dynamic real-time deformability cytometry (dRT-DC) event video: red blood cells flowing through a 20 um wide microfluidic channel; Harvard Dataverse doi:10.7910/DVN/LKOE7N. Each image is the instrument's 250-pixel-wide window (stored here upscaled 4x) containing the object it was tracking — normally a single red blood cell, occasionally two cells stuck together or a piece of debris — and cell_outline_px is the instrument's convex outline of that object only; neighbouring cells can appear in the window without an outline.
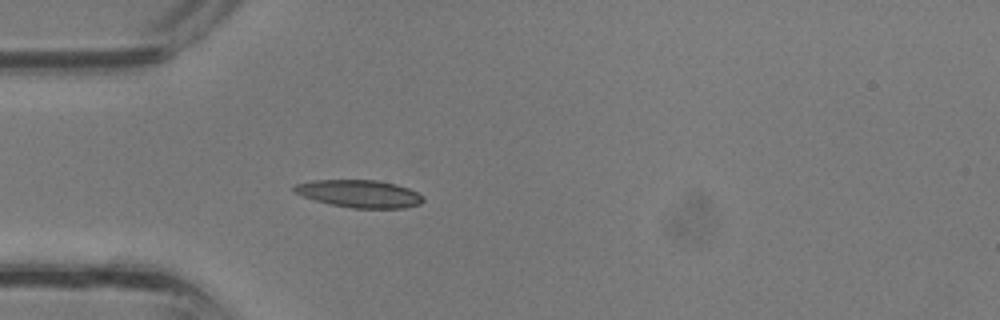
{"species": "common noctule bat (a hibernating species)", "species_latin": "Nyctalus noctula", "temperature_condition": "room temperature", "stored_images_in_passage": 30, "camera_frame_rate_fps": 3000, "um_per_image_px": 0.085, "animal": {"sex": "male", "body_mass_g": 13.3}, "frame": {"image": 1, "passage_image": 5, "time_ms": 1.333, "image_size_px": [1000, 320], "cell_outline_px": [[424, 200], [420, 204], [404, 208], [352, 208], [332, 204], [316, 200], [292, 192], [292, 188], [296, 184], [312, 180], [376, 180], [396, 184], [408, 188], [416, 192]], "centroid_in_image_um": [30.53, 16.46], "position_along_channel_um": 54.5, "area_um2": 20.52}}
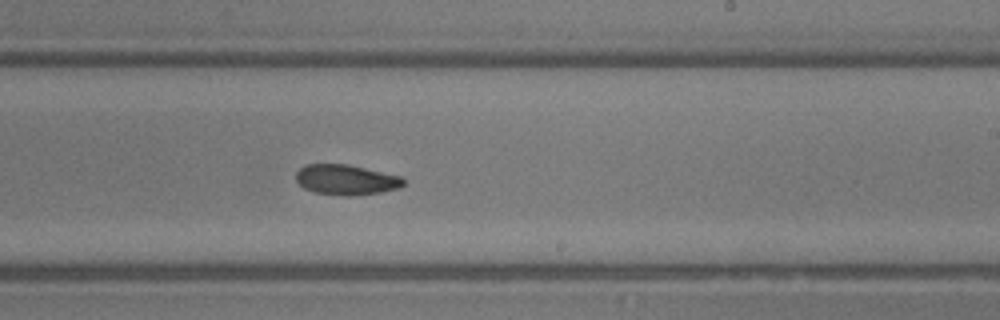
{"frame": {"image": 2, "passage_image": 16, "time_ms": 5.0, "image_size_px": [1000, 320], "cell_outline_px": [[404, 184], [400, 188], [380, 192], [348, 196], [344, 196], [312, 192], [304, 188], [296, 180], [296, 172], [304, 164], [348, 164], [400, 176], [404, 180]], "centroid_in_image_um": [29.39, 15.28], "position_along_channel_um": 259.6, "area_um2": 18.96}}
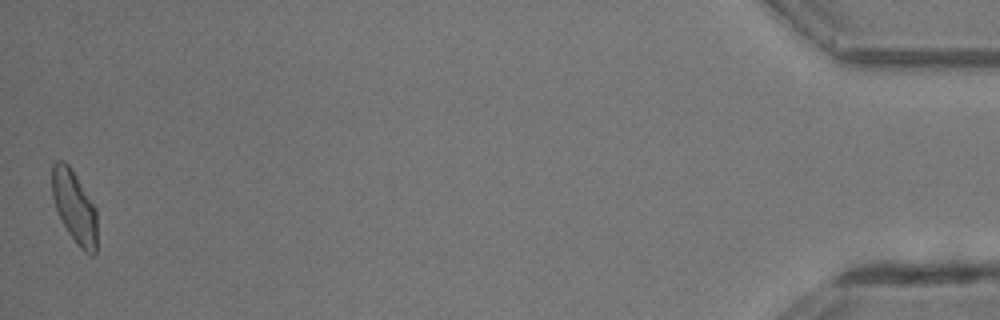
{"frame": {"image": 3, "passage_image": 30, "time_ms": 9.667, "image_size_px": [1000, 320], "cell_outline_px": [[96, 252], [92, 256], [84, 252], [76, 244], [68, 232], [56, 208], [52, 196], [52, 164], [56, 160], [64, 160], [68, 164], [76, 176], [96, 208]], "centroid_in_image_um": [6.32, 17.59], "position_along_channel_um": 428.9, "area_um2": 18.84}}